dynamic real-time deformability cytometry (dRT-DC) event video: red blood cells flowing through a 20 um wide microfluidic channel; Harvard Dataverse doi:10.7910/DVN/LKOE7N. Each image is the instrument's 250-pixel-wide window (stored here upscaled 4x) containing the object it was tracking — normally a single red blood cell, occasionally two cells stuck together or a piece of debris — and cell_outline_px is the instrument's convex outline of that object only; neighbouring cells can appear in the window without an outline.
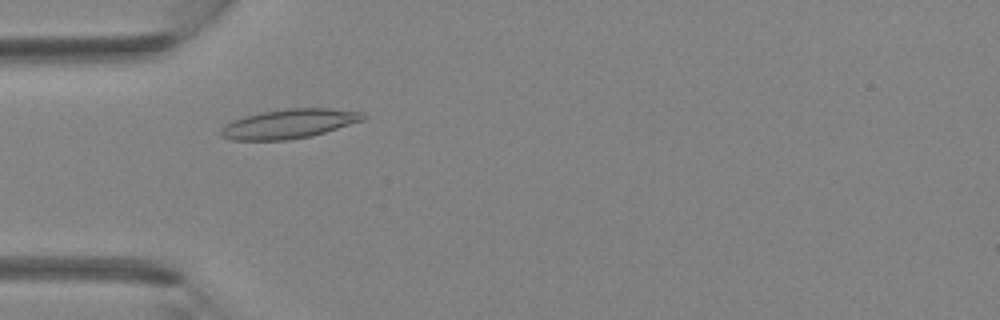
{"species": "Egyptian fruit bat (a non-hibernating species)", "species_latin": "Rousettus aegyptiacus", "temperature_condition": "room temperature", "stored_images_in_passage": 3, "camera_frame_rate_fps": 3000, "um_per_image_px": 0.085, "animal": {"sex": "female"}, "frame": {"image": 1, "passage_image": 3, "time_ms": 2.0, "image_size_px": [1000, 320], "cell_outline_px": [[368, 116], [364, 120], [312, 136], [288, 140], [232, 140], [220, 136], [220, 128], [232, 120], [244, 116], [264, 112], [288, 108], [328, 108], [364, 112]], "centroid_in_image_um": [24.58, 10.52], "position_along_channel_um": 60.4, "area_um2": 24.39}}